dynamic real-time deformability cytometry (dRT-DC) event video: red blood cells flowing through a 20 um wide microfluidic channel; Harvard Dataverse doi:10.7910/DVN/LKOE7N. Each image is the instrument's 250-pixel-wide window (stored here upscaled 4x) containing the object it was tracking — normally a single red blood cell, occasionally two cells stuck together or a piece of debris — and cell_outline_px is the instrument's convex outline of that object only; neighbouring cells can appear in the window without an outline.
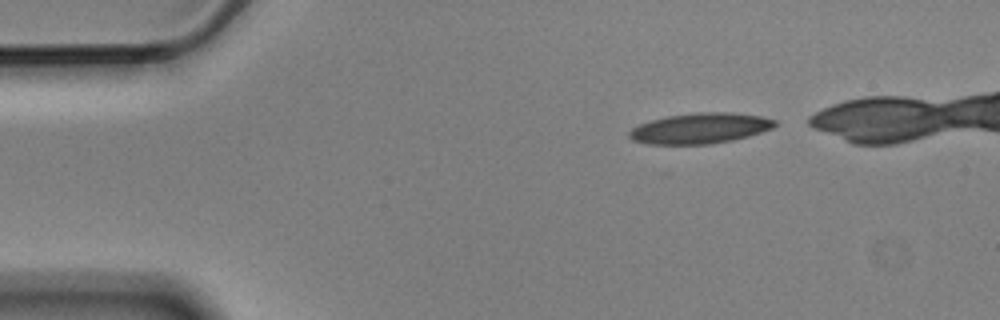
{"species": "Egyptian fruit bat (a non-hibernating species)", "species_latin": "Rousettus aegyptiacus", "temperature_condition": "cold", "stored_images_in_passage": 3, "camera_frame_rate_fps": 3000, "um_per_image_px": 0.085, "animal": {"sex": "male"}, "frame": {"image": 1, "passage_image": 1, "time_ms": 0.0, "image_size_px": [1000, 320], "cell_outline_px": [[776, 124], [772, 128], [748, 136], [732, 140], [708, 144], [648, 144], [632, 140], [628, 136], [628, 132], [632, 128], [640, 124], [652, 120], [668, 116], [696, 112], [732, 112], [760, 116], [776, 120]], "centroid_in_image_um": [59.49, 10.9], "position_along_channel_um": 25.5, "area_um2": 25.78}}